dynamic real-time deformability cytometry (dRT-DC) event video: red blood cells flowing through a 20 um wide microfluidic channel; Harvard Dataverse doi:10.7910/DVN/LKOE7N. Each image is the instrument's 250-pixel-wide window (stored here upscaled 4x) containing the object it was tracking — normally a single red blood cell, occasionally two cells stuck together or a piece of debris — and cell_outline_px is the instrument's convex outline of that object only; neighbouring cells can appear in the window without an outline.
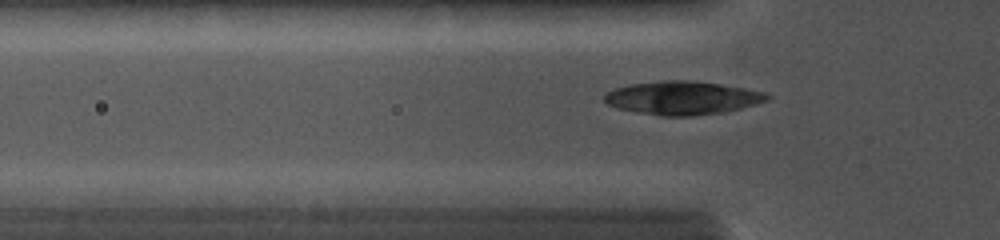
{"species": "common noctule bat (a hibernating species)", "species_latin": "Nyctalus noctula", "temperature_condition": "cold", "stored_images_in_passage": 42, "camera_frame_rate_fps": 5000, "um_per_image_px": 0.085, "animal": {"sex": "female", "body_mass_g": 19.0, "forearm_length_mm": 56.7}, "frame": {"image": 1, "passage_image": 20, "time_ms": 4.2, "image_size_px": [1000, 240], "cell_outline_px": [[772, 96], [768, 100], [756, 104], [724, 112], [692, 116], [664, 116], [636, 112], [616, 108], [608, 104], [604, 100], [604, 96], [608, 92], [616, 88], [628, 84], [664, 80], [692, 80], [720, 84], [744, 88], [764, 92]], "centroid_in_image_um": [58.0, 8.32], "position_along_channel_um": 67.8, "area_um2": 31.67}}
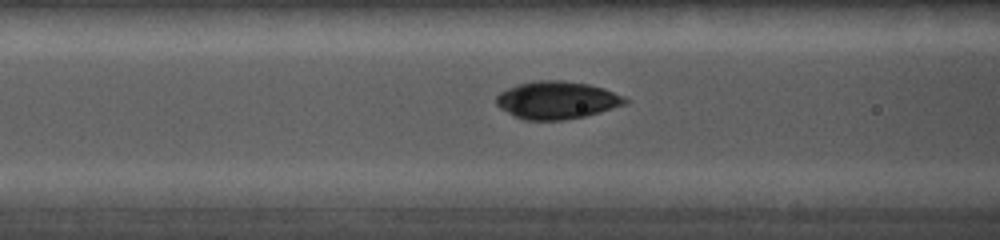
{"frame": {"image": 2, "passage_image": 28, "time_ms": 5.4, "image_size_px": [1000, 240], "cell_outline_px": [[628, 104], [600, 112], [584, 116], [564, 120], [524, 120], [500, 108], [496, 104], [496, 96], [500, 92], [516, 84], [536, 80], [564, 80], [588, 84], [604, 88], [624, 96], [628, 100]], "centroid_in_image_um": [47.35, 8.5], "position_along_channel_um": 119.3, "area_um2": 28.38}}